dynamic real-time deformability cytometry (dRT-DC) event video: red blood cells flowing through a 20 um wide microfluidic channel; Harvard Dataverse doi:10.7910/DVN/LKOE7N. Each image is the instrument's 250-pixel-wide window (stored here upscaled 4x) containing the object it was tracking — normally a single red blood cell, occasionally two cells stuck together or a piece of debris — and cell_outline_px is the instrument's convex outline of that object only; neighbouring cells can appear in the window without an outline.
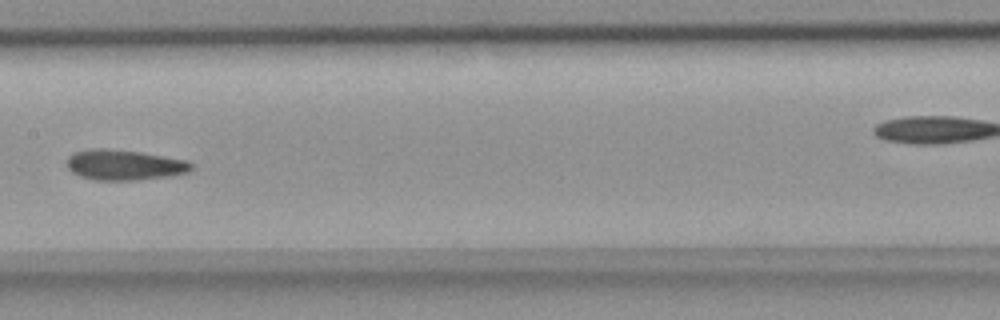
{"species": "common noctule bat (a hibernating species)", "species_latin": "Nyctalus noctula", "temperature_condition": "room temperature", "stored_images_in_passage": 9, "segment_of_instrument_passage": [1, 2], "camera_frame_rate_fps": 3000, "um_per_image_px": 0.085, "animal": {"sex": "female", "body_mass_g": 18.4}, "frame": {"image": 1, "passage_image": 7, "time_ms": 2.0, "image_size_px": [1000, 320], "cell_outline_px": [[192, 168], [188, 172], [172, 176], [136, 180], [96, 180], [80, 176], [72, 172], [68, 168], [68, 156], [72, 152], [92, 148], [108, 148], [140, 152], [188, 160], [192, 164]], "centroid_in_image_um": [10.57, 14.01], "position_along_channel_um": 196.8, "area_um2": 22.2}}
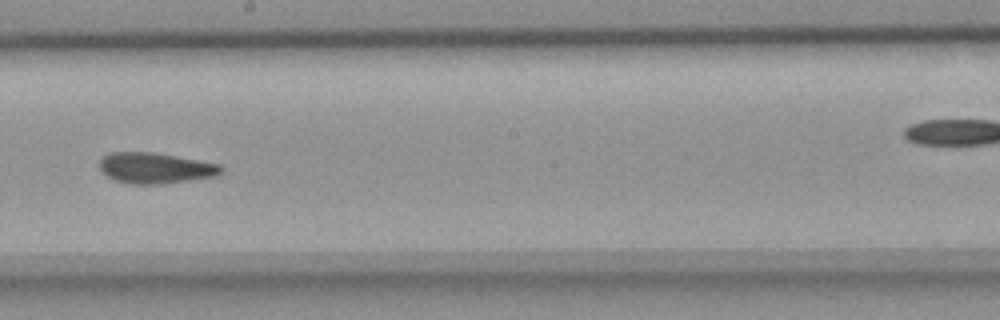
{"frame": {"image": 2, "passage_image": 8, "time_ms": 2.333, "image_size_px": [1000, 320], "cell_outline_px": [[224, 172], [220, 176], [164, 184], [132, 184], [116, 180], [108, 176], [100, 168], [100, 156], [108, 152], [152, 152], [220, 164], [224, 168]], "centroid_in_image_um": [13.25, 14.29], "position_along_channel_um": 235.0, "area_um2": 22.02}}